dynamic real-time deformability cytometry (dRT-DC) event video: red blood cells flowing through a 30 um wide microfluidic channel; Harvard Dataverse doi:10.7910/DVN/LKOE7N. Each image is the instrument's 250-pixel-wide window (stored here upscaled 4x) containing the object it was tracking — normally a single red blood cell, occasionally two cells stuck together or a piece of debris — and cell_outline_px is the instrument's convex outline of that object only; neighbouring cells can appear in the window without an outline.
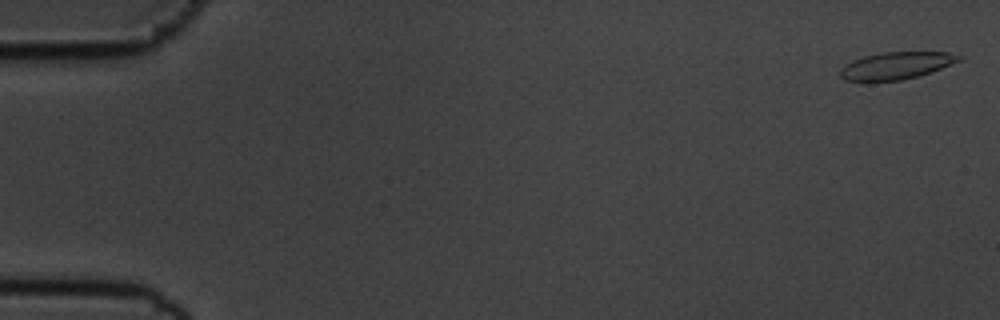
{"species": "common noctule bat (a hibernating species)", "species_latin": "Nyctalus noctula", "temperature_condition": "cold", "stored_images_in_passage": 52, "camera_frame_rate_fps": 3000, "um_per_image_px": 0.085, "animal": {"sex": "male", "body_mass_g": 19.5, "forearm_length_mm": 54.6}, "frame": {"image": 1, "passage_image": 2, "time_ms": 0.333, "image_size_px": [1000, 320], "cell_outline_px": [[964, 60], [932, 72], [900, 80], [872, 84], [868, 84], [844, 80], [840, 76], [840, 68], [852, 60], [864, 56], [884, 52], [948, 52], [964, 56]], "centroid_in_image_um": [76.15, 5.62], "position_along_channel_um": 8.8, "area_um2": 19.65}}
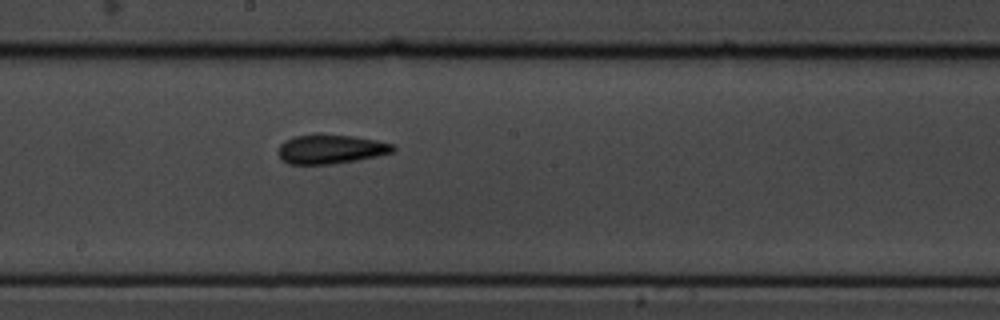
{"frame": {"image": 2, "passage_image": 32, "time_ms": 10.333, "image_size_px": [1000, 320], "cell_outline_px": [[396, 148], [392, 152], [376, 156], [356, 160], [328, 164], [288, 164], [280, 160], [276, 152], [280, 144], [284, 140], [292, 136], [316, 132], [320, 132], [352, 136], [376, 140], [392, 144]], "centroid_in_image_um": [28.0, 12.64], "position_along_channel_um": 220.2, "area_um2": 20.06}}
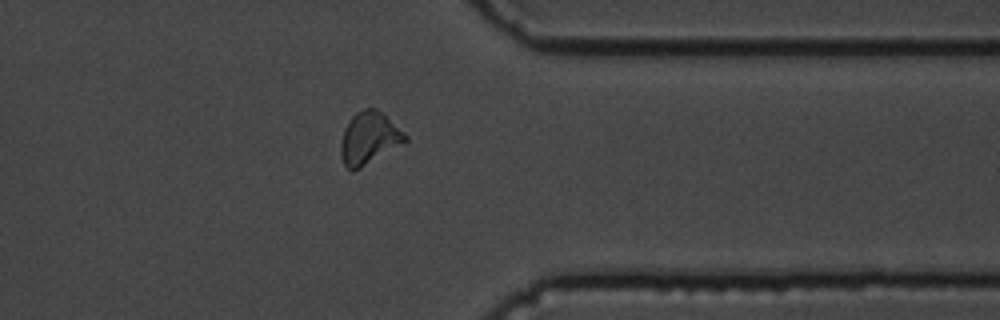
{"frame": {"image": 3, "passage_image": 46, "time_ms": 15.0, "image_size_px": [1000, 320], "cell_outline_px": [[408, 140], [404, 144], [360, 168], [352, 172], [344, 164], [340, 152], [340, 144], [344, 128], [352, 116], [356, 112], [364, 108], [376, 108], [404, 132], [408, 136]], "centroid_in_image_um": [31.37, 11.75], "position_along_channel_um": 380.0, "area_um2": 19.65}}